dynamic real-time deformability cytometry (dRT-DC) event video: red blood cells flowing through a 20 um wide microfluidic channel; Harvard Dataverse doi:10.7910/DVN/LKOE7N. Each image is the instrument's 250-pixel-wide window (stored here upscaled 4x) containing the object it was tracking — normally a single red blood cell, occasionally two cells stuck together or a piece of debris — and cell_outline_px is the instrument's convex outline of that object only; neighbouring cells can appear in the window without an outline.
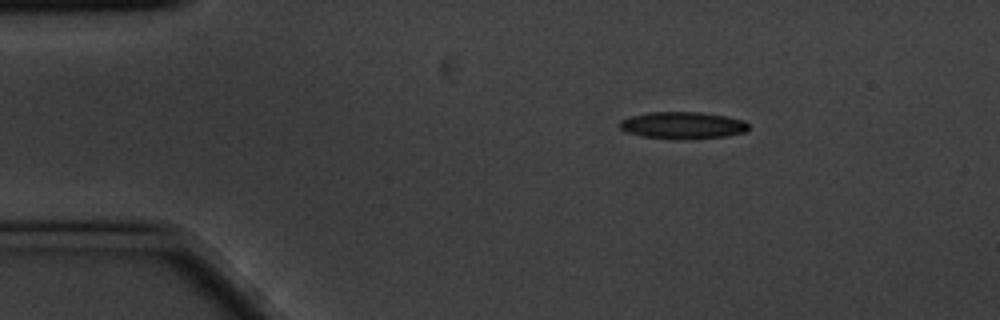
{"species": "common noctule bat (a hibernating species)", "species_latin": "Nyctalus noctula", "temperature_condition": "cold", "stored_images_in_passage": 3, "camera_frame_rate_fps": 3000, "um_per_image_px": 0.085, "animal": {"sex": "male", "body_mass_g": 20.1, "forearm_length_mm": 53.5}, "frame": {"image": 1, "passage_image": 1, "time_ms": 0.0, "image_size_px": [1000, 320], "cell_outline_px": [[748, 128], [744, 132], [724, 136], [676, 140], [640, 136], [628, 132], [620, 128], [616, 124], [620, 120], [632, 116], [652, 112], [696, 112], [724, 116], [744, 120], [748, 124]], "centroid_in_image_um": [57.97, 10.66], "position_along_channel_um": 27.0, "area_um2": 20.17}}